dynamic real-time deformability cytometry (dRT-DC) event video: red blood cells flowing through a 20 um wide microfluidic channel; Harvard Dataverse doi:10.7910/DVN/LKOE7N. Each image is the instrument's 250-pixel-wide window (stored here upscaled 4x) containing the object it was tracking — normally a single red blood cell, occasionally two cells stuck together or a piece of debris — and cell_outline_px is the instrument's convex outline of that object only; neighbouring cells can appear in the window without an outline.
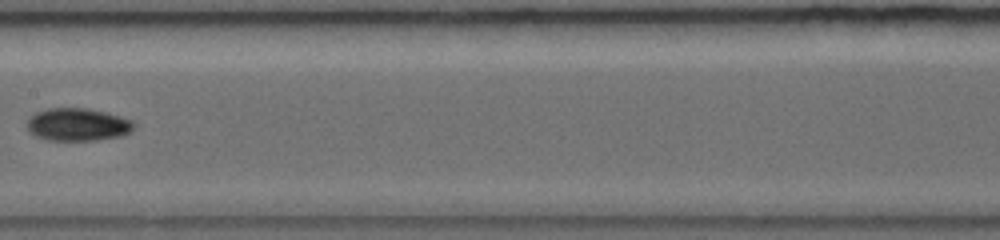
{"species": "common noctule bat (a hibernating species)", "species_latin": "Nyctalus noctula", "temperature_condition": "warm", "stored_images_in_passage": 15, "camera_frame_rate_fps": 5000, "um_per_image_px": 0.085, "animal": {"sex": "female", "body_mass_g": 19.0, "forearm_length_mm": 56.7}, "frame": {"image": 1, "passage_image": 5, "time_ms": 3.6, "image_size_px": [1000, 240], "cell_outline_px": [[136, 124], [128, 132], [120, 136], [96, 140], [48, 140], [36, 136], [28, 132], [24, 124], [28, 116], [36, 112], [48, 108], [88, 108], [120, 116], [132, 120]], "centroid_in_image_um": [6.52, 10.58], "position_along_channel_um": 200.9, "area_um2": 20.58}}